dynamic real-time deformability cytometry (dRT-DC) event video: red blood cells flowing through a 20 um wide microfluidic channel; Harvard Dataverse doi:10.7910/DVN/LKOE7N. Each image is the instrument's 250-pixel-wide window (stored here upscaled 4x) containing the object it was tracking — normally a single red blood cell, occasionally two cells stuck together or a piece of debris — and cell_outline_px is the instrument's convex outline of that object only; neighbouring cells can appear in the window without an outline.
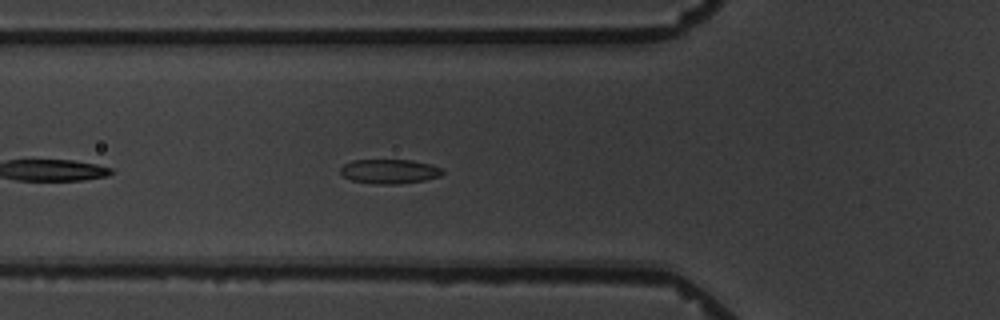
{"species": "common noctule bat (a hibernating species)", "species_latin": "Nyctalus noctula", "temperature_condition": "warm", "stored_images_in_passage": 7, "camera_frame_rate_fps": 3000, "um_per_image_px": 0.085, "animal": {"sex": "male", "body_mass_g": 19.5, "forearm_length_mm": 54.6}, "frame": {"image": 1, "passage_image": 7, "time_ms": 6.667, "image_size_px": [1000, 320], "cell_outline_px": [[444, 172], [440, 176], [424, 180], [400, 184], [376, 184], [352, 180], [344, 176], [340, 172], [340, 168], [344, 164], [352, 160], [412, 160], [432, 164], [444, 168]], "centroid_in_image_um": [33.14, 14.56], "position_along_channel_um": 92.7, "area_um2": 14.62}}